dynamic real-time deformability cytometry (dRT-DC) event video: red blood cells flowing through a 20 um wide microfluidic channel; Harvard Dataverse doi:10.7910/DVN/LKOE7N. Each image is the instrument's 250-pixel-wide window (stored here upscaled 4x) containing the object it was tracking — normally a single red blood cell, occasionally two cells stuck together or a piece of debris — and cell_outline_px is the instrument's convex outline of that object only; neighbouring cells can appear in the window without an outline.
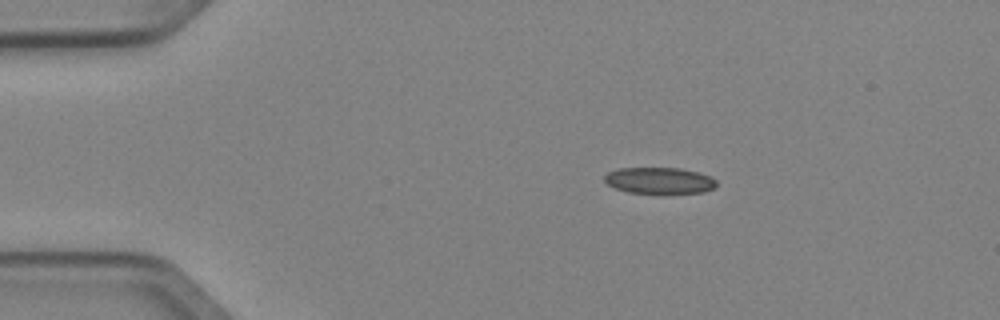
{"species": "Egyptian fruit bat (a non-hibernating species)", "species_latin": "Rousettus aegyptiacus", "temperature_condition": "cold", "stored_images_in_passage": 2, "camera_frame_rate_fps": 3000, "um_per_image_px": 0.085, "animal": {"sex": "female"}, "frame": {"image": 1, "passage_image": 1, "time_ms": 0.0, "image_size_px": [1000, 320], "cell_outline_px": [[716, 184], [712, 188], [704, 192], [628, 192], [616, 188], [608, 184], [604, 180], [604, 176], [608, 172], [616, 168], [680, 168], [696, 172], [708, 176], [716, 180]], "centroid_in_image_um": [56.0, 15.32], "position_along_channel_um": 29.0, "area_um2": 16.7}}